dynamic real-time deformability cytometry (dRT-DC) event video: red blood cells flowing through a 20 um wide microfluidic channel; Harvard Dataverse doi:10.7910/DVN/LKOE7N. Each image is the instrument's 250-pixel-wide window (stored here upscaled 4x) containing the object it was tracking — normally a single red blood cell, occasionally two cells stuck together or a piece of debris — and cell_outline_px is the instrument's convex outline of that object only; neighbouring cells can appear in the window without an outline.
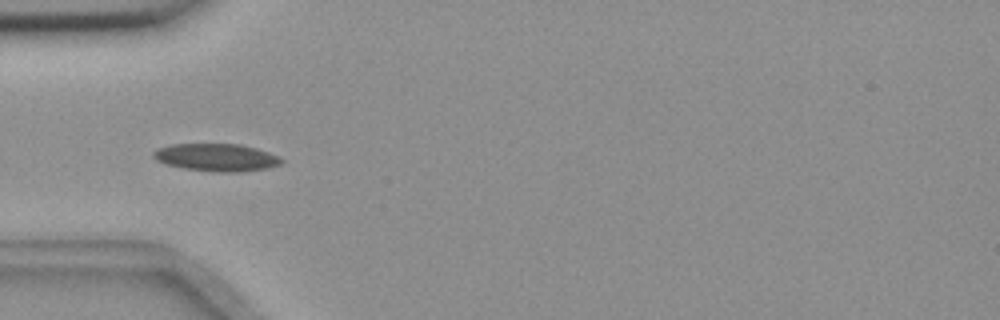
{"species": "common noctule bat (a hibernating species)", "species_latin": "Nyctalus noctula", "temperature_condition": "room temperature", "stored_images_in_passage": 13, "camera_frame_rate_fps": 3000, "um_per_image_px": 0.085, "animal": {"sex": "female", "body_mass_g": 18.4}, "frame": {"image": 1, "passage_image": 3, "time_ms": 0.667, "image_size_px": [1000, 320], "cell_outline_px": [[284, 160], [280, 164], [268, 168], [240, 172], [212, 172], [184, 168], [164, 164], [156, 160], [152, 156], [152, 152], [160, 148], [172, 144], [240, 144], [256, 148], [280, 156]], "centroid_in_image_um": [18.41, 13.39], "position_along_channel_um": 66.6, "area_um2": 20.69}}
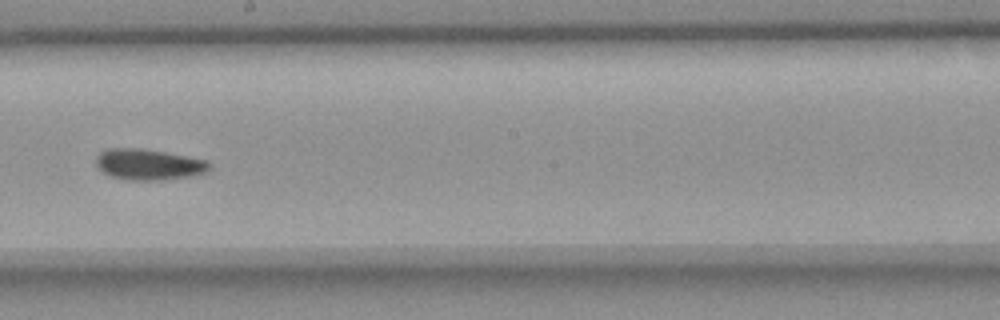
{"frame": {"image": 2, "passage_image": 7, "time_ms": 2.0, "image_size_px": [1000, 320], "cell_outline_px": [[212, 164], [208, 172], [188, 176], [164, 180], [132, 180], [112, 176], [104, 172], [96, 164], [96, 156], [104, 148], [144, 148], [188, 156], [208, 160]], "centroid_in_image_um": [12.67, 13.96], "position_along_channel_um": 235.5, "area_um2": 20.58}}
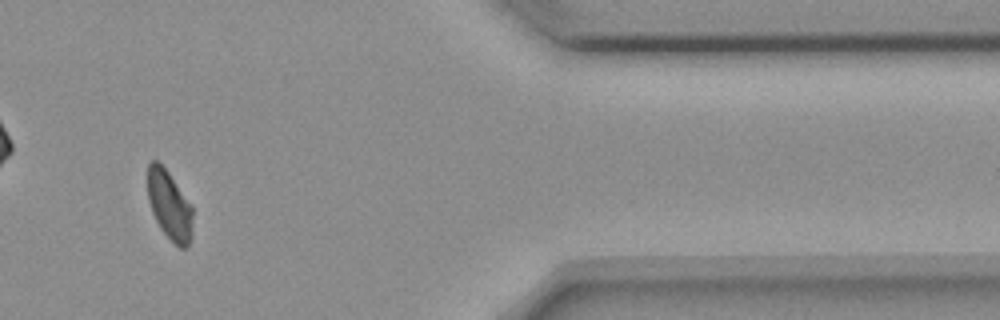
{"frame": {"image": 3, "passage_image": 11, "time_ms": 3.333, "image_size_px": [1000, 320], "cell_outline_px": [[192, 236], [188, 244], [184, 248], [180, 248], [160, 228], [152, 212], [148, 200], [148, 164], [152, 160], [156, 160], [168, 172], [192, 204]], "centroid_in_image_um": [14.41, 17.44], "position_along_channel_um": 397.0, "area_um2": 17.98}}